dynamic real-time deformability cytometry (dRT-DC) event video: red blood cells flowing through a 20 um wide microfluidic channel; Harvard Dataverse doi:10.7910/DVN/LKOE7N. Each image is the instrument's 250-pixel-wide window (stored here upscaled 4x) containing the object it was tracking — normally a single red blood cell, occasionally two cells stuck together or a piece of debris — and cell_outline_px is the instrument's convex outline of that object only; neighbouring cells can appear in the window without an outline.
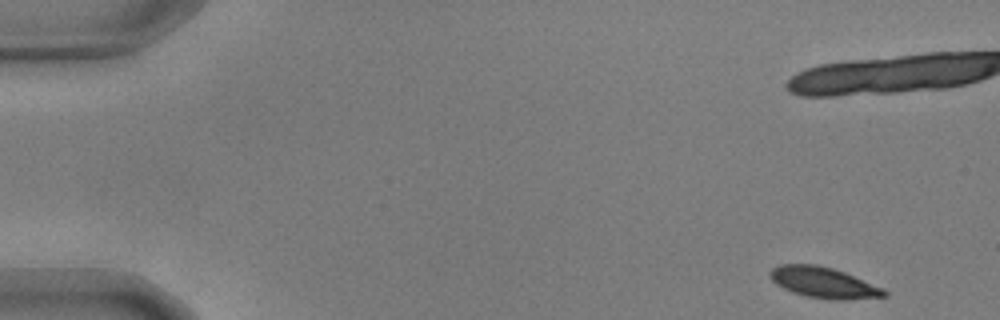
{"species": "common noctule bat (a hibernating species)", "species_latin": "Nyctalus noctula", "temperature_condition": "warm", "stored_images_in_passage": 21, "camera_frame_rate_fps": 3000, "um_per_image_px": 0.085, "animal": {"sex": "male", "body_mass_g": 17.9, "forearm_length_mm": 54.2}, "frame": {"image": 1, "passage_image": 1, "time_ms": 0.0, "image_size_px": [1000, 320], "cell_outline_px": [[888, 296], [844, 300], [832, 300], [808, 296], [792, 292], [776, 284], [768, 276], [768, 272], [772, 268], [780, 264], [816, 264], [832, 268], [844, 272], [884, 288], [888, 292]], "centroid_in_image_um": [70.0, 24.01], "position_along_channel_um": 15.0, "area_um2": 20.58}}